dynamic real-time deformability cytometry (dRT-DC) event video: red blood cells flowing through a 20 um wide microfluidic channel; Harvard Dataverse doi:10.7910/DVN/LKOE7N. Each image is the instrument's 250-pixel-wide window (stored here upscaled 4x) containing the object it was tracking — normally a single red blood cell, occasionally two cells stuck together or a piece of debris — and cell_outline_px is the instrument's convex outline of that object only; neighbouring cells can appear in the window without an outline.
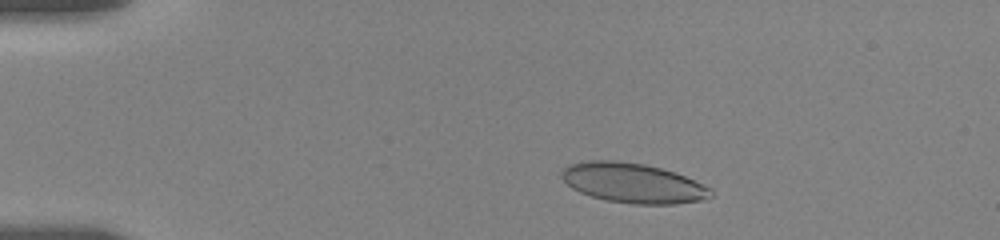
{"species": "human", "species_latin": "Homo sapiens", "temperature_condition": "room temperature", "stored_images_in_passage": 48, "camera_frame_rate_fps": 3000, "um_per_image_px": 0.085, "donor": {"sex": "female"}, "frame": {"image": 1, "passage_image": 7, "time_ms": 2.0, "image_size_px": [1000, 240], "cell_outline_px": [[712, 196], [704, 200], [676, 204], [632, 204], [604, 200], [580, 192], [572, 188], [560, 176], [560, 172], [568, 164], [588, 160], [612, 160], [644, 164], [676, 172], [712, 188]], "centroid_in_image_um": [53.81, 15.56], "position_along_channel_um": 31.2, "area_um2": 34.8}}
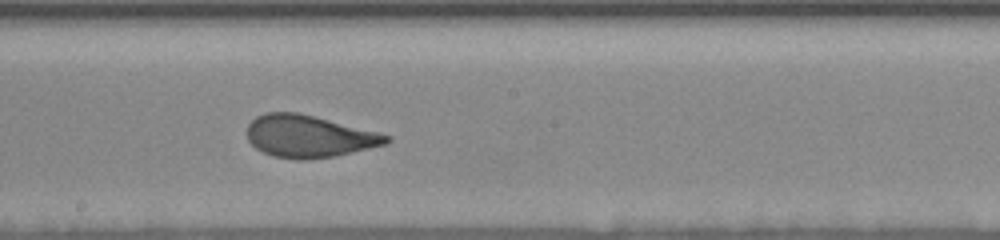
{"frame": {"image": 2, "passage_image": 26, "time_ms": 9.0, "image_size_px": [1000, 240], "cell_outline_px": [[392, 140], [384, 144], [336, 156], [304, 160], [296, 160], [272, 156], [256, 148], [248, 140], [248, 124], [256, 116], [264, 112], [296, 112], [380, 132], [388, 136]], "centroid_in_image_um": [26.23, 11.59], "position_along_channel_um": 222.0, "area_um2": 34.1}}
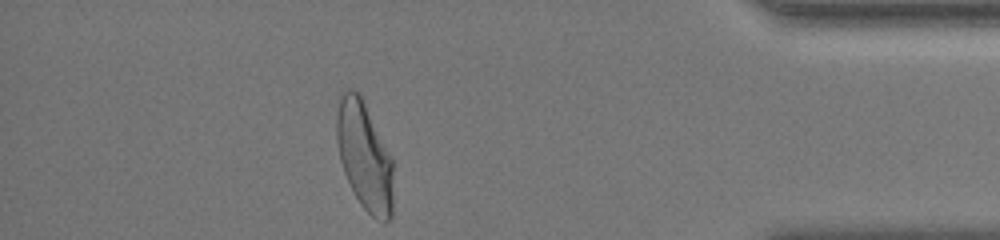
{"frame": {"image": 3, "passage_image": 43, "time_ms": 15.0, "image_size_px": [1000, 240], "cell_outline_px": [[392, 216], [384, 224], [376, 220], [360, 204], [344, 172], [340, 160], [336, 140], [336, 116], [340, 92], [348, 88], [352, 88], [360, 92], [392, 160]], "centroid_in_image_um": [30.95, 13.23], "position_along_channel_um": 404.2, "area_um2": 35.84}, "authors_computed_cell_mechanics": {"area_um2": 34.7956, "velocity_mm_per_s": 3.6204, "shape_relaxation_time_tau1_ms": 3.7427, "shape_relaxation_time_tau2_ms": null, "deformation_change_tau1": 0.1464, "deformation_change_tau2": null}}